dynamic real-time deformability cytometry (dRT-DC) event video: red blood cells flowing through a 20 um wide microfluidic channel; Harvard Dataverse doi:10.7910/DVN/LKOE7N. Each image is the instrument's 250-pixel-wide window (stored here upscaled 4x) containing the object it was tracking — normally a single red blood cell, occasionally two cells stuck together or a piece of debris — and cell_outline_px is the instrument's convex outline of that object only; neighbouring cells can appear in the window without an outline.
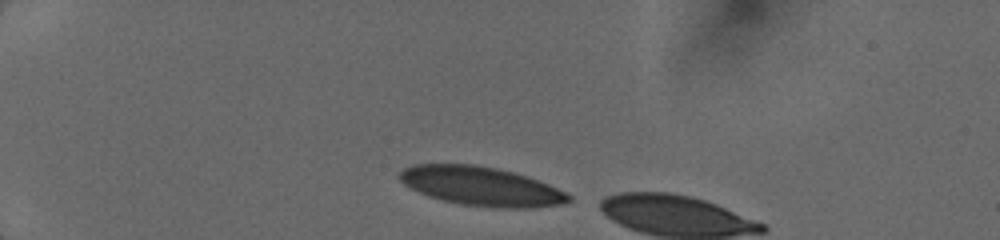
{"species": "human", "species_latin": "Homo sapiens", "temperature_condition": "cold", "stored_images_in_passage": 3, "camera_frame_rate_fps": 3000, "um_per_image_px": 0.085, "donor": {"sex": "female"}, "frame": {"image": 1, "passage_image": 1, "time_ms": 0.0, "image_size_px": [1000, 240], "cell_outline_px": [[572, 200], [560, 204], [528, 208], [500, 208], [460, 204], [428, 196], [408, 188], [400, 180], [400, 172], [404, 168], [412, 164], [472, 164], [496, 168], [512, 172], [548, 184], [572, 196]], "centroid_in_image_um": [40.85, 15.83], "position_along_channel_um": 44.1, "area_um2": 38.09}}